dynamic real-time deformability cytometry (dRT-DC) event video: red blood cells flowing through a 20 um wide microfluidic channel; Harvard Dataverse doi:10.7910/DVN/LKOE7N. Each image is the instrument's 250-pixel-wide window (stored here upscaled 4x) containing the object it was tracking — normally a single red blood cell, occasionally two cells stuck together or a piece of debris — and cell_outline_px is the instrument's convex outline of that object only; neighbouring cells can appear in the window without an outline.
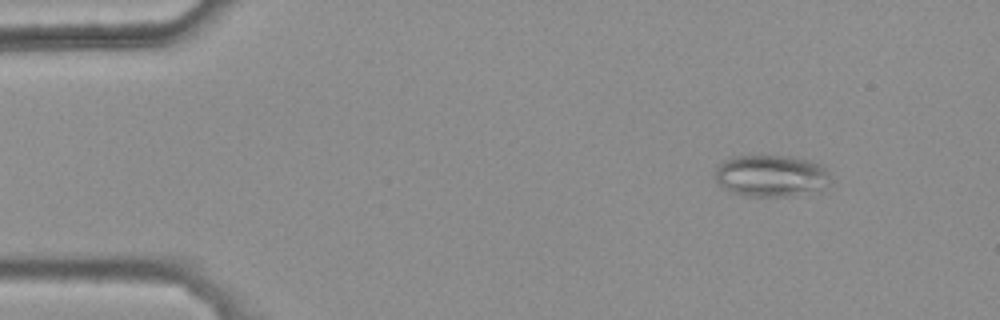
{"species": "common noctule bat (a hibernating species)", "species_latin": "Nyctalus noctula", "temperature_condition": "warm", "stored_images_in_passage": 46, "camera_frame_rate_fps": 3000, "um_per_image_px": 0.085, "animal": {"sex": "female", "body_mass_g": 25.1}, "frame": {"image": 1, "passage_image": 6, "time_ms": 1.667, "image_size_px": [1000, 320], "cell_outline_px": [[828, 184], [820, 192], [792, 196], [752, 196], [732, 192], [724, 188], [716, 180], [716, 168], [724, 160], [732, 156], [792, 156], [824, 164], [828, 172]], "centroid_in_image_um": [65.6, 14.94], "position_along_channel_um": 19.4, "area_um2": 28.32}}
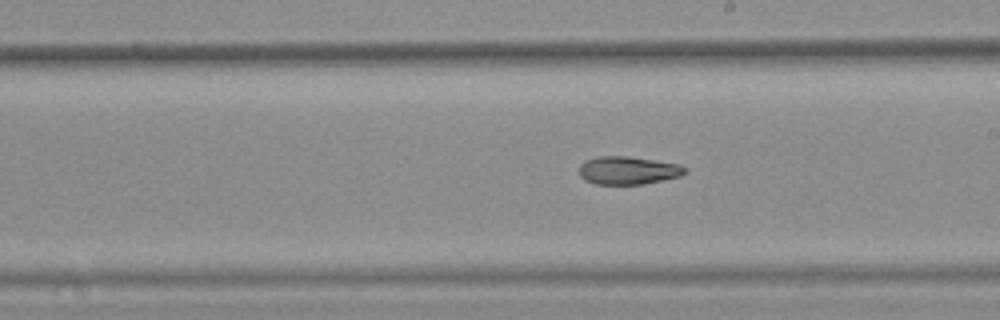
{"frame": {"image": 2, "passage_image": 30, "time_ms": 9.667, "image_size_px": [1000, 320], "cell_outline_px": [[688, 172], [680, 176], [640, 184], [596, 184], [584, 180], [580, 176], [580, 164], [584, 160], [600, 156], [628, 156], [680, 164], [688, 168]], "centroid_in_image_um": [53.39, 14.47], "position_along_channel_um": 235.6, "area_um2": 17.28}}
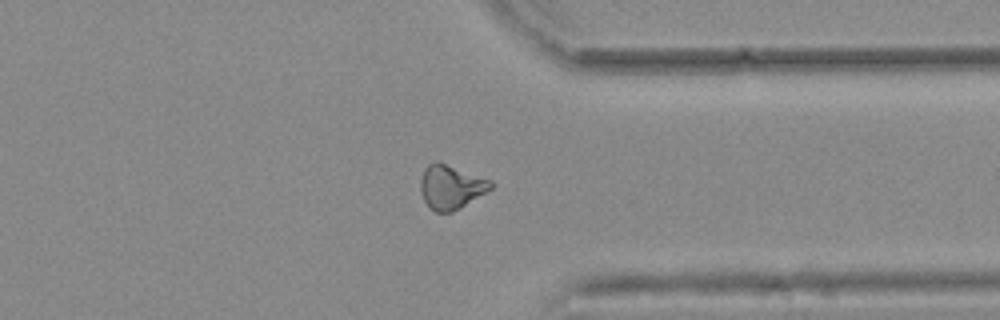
{"frame": {"image": 3, "passage_image": 41, "time_ms": 13.333, "image_size_px": [1000, 320], "cell_outline_px": [[492, 188], [460, 208], [452, 212], [436, 212], [428, 208], [420, 192], [420, 180], [424, 168], [428, 164], [436, 160], [492, 180]], "centroid_in_image_um": [38.29, 15.88], "position_along_channel_um": 373.1, "area_um2": 18.15}, "authors_computed_cell_mechanics": {"area_um2": 18.1492, "velocity_mm_per_s": 3.8167, "shape_relaxation_time_tau1_ms": null, "shape_relaxation_time_tau2_ms": 6.6013, "deformation_change_tau1": null, "deformation_change_tau2": 0.1491}}